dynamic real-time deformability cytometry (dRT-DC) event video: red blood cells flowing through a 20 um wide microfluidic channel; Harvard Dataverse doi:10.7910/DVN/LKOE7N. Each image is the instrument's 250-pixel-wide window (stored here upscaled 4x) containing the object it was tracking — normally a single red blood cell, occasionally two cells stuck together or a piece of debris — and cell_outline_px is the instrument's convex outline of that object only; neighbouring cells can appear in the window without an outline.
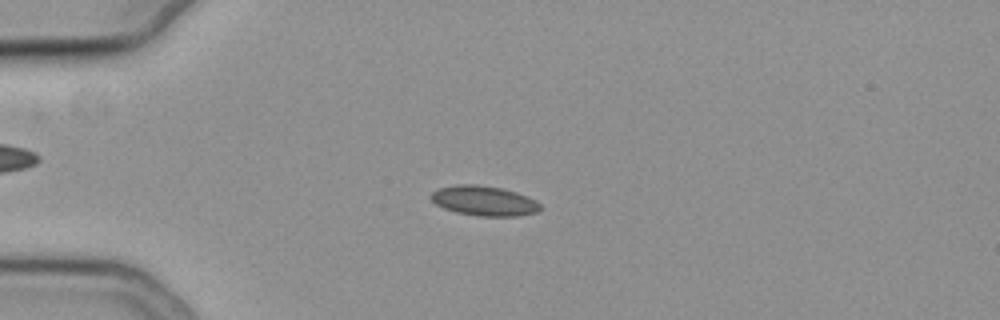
{"species": "common noctule bat (a hibernating species)", "species_latin": "Nyctalus noctula", "temperature_condition": "cold", "stored_images_in_passage": 14, "camera_frame_rate_fps": 3000, "um_per_image_px": 0.085, "animal": {"sex": "female", "body_mass_g": 19.3, "forearm_length_mm": 54.1}, "frame": {"image": 1, "passage_image": 7, "time_ms": 2.0, "image_size_px": [1000, 320], "cell_outline_px": [[544, 208], [540, 212], [516, 216], [480, 216], [456, 212], [444, 208], [436, 204], [428, 196], [432, 192], [440, 188], [456, 184], [476, 184], [504, 188], [528, 196], [536, 200]], "centroid_in_image_um": [41.19, 17.06], "position_along_channel_um": 43.8, "area_um2": 19.31}}
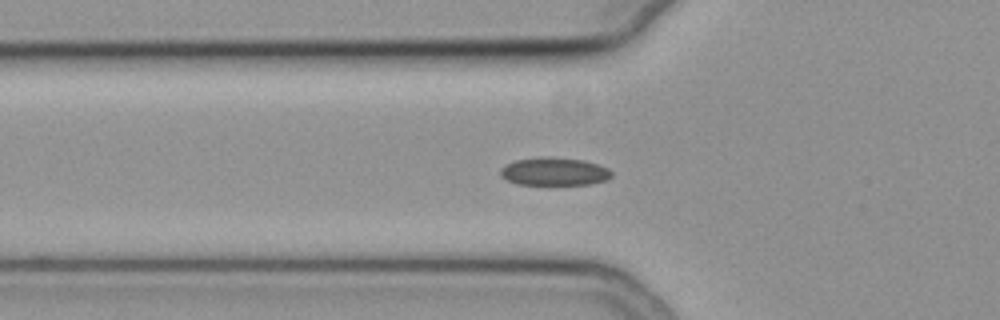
{"frame": {"image": 2, "passage_image": 12, "time_ms": 3.667, "image_size_px": [1000, 320], "cell_outline_px": [[612, 176], [608, 180], [592, 184], [548, 188], [516, 184], [500, 176], [500, 168], [504, 164], [516, 160], [584, 160], [608, 168], [612, 172]], "centroid_in_image_um": [47.12, 14.7], "position_along_channel_um": 78.7, "area_um2": 18.32}}